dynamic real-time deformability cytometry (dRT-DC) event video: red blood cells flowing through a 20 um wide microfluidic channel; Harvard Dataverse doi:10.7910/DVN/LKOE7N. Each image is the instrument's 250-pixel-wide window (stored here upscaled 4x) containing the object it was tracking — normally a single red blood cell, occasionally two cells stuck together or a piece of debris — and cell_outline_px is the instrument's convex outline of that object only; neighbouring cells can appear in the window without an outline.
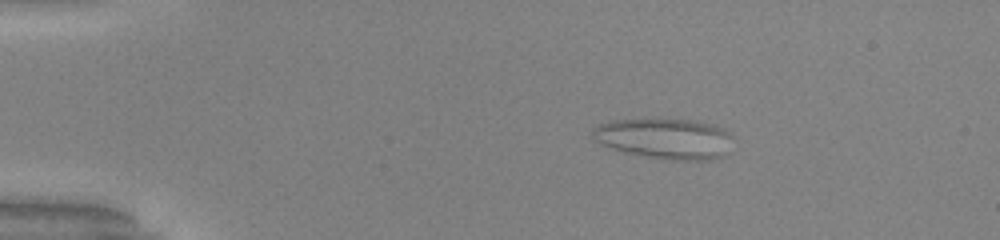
{"species": "common noctule bat (a hibernating species)", "species_latin": "Nyctalus noctula", "temperature_condition": "warm", "stored_images_in_passage": 56, "camera_frame_rate_fps": 3000, "um_per_image_px": 0.085, "animal": {"sex": "male", "body_mass_g": 20.0, "forearm_length_mm": 53.3}, "frame": {"image": 1, "passage_image": 11, "time_ms": 3.333, "image_size_px": [1000, 240], "cell_outline_px": [[728, 136], [720, 156], [700, 160], [672, 160], [628, 152], [612, 148], [596, 140], [592, 136], [592, 128], [600, 124], [612, 120], [692, 120], [712, 124], [728, 132]], "centroid_in_image_um": [56.4, 11.76], "position_along_channel_um": 28.6, "area_um2": 31.56}}
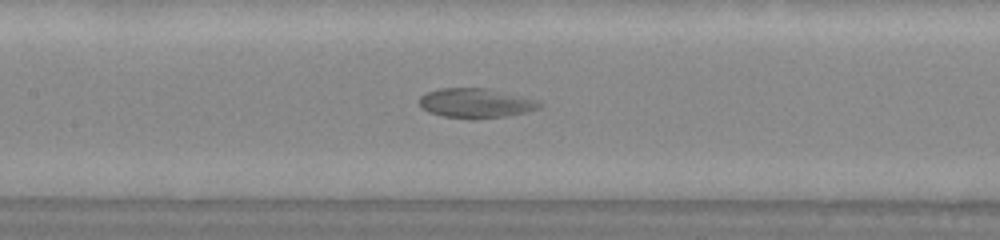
{"frame": {"image": 2, "passage_image": 28, "time_ms": 9.0, "image_size_px": [1000, 240], "cell_outline_px": [[544, 104], [540, 108], [524, 112], [504, 116], [472, 120], [468, 120], [444, 116], [432, 112], [424, 108], [420, 104], [420, 96], [424, 92], [440, 88], [484, 88], [536, 100]], "centroid_in_image_um": [40.41, 8.77], "position_along_channel_um": 167.0, "area_um2": 20.46}}
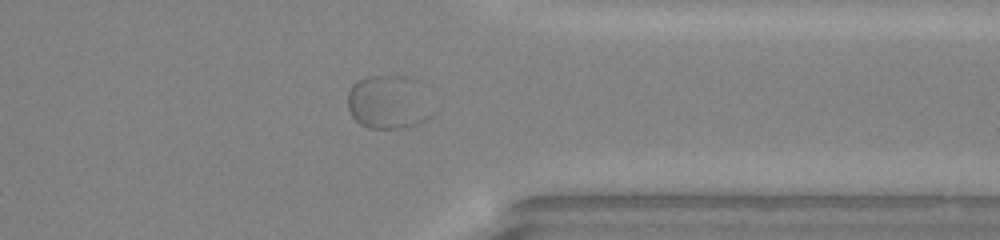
{"frame": {"image": 3, "passage_image": 45, "time_ms": 14.667, "image_size_px": [1000, 240], "cell_outline_px": [[436, 112], [428, 120], [420, 124], [404, 128], [368, 128], [360, 124], [352, 116], [348, 108], [348, 92], [352, 84], [356, 80], [364, 76], [408, 76], [420, 80], [424, 84]], "centroid_in_image_um": [33.13, 8.67], "position_along_channel_um": 378.3, "area_um2": 27.86}}